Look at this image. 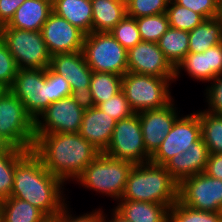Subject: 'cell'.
<instances>
[{
    "instance_id": "17",
    "label": "cell",
    "mask_w": 222,
    "mask_h": 222,
    "mask_svg": "<svg viewBox=\"0 0 222 222\" xmlns=\"http://www.w3.org/2000/svg\"><path fill=\"white\" fill-rule=\"evenodd\" d=\"M174 100L164 108L139 112V119L146 151L152 155L170 132L180 111ZM179 113V114H178Z\"/></svg>"
},
{
    "instance_id": "7",
    "label": "cell",
    "mask_w": 222,
    "mask_h": 222,
    "mask_svg": "<svg viewBox=\"0 0 222 222\" xmlns=\"http://www.w3.org/2000/svg\"><path fill=\"white\" fill-rule=\"evenodd\" d=\"M0 38L16 61L18 69H46L50 67L51 55L40 31H27L0 27Z\"/></svg>"
},
{
    "instance_id": "18",
    "label": "cell",
    "mask_w": 222,
    "mask_h": 222,
    "mask_svg": "<svg viewBox=\"0 0 222 222\" xmlns=\"http://www.w3.org/2000/svg\"><path fill=\"white\" fill-rule=\"evenodd\" d=\"M174 80L185 70L195 80L210 82L222 75V43H219L203 53H188L174 68Z\"/></svg>"
},
{
    "instance_id": "48",
    "label": "cell",
    "mask_w": 222,
    "mask_h": 222,
    "mask_svg": "<svg viewBox=\"0 0 222 222\" xmlns=\"http://www.w3.org/2000/svg\"><path fill=\"white\" fill-rule=\"evenodd\" d=\"M5 88L0 85V95L4 92Z\"/></svg>"
},
{
    "instance_id": "32",
    "label": "cell",
    "mask_w": 222,
    "mask_h": 222,
    "mask_svg": "<svg viewBox=\"0 0 222 222\" xmlns=\"http://www.w3.org/2000/svg\"><path fill=\"white\" fill-rule=\"evenodd\" d=\"M169 222H222V212L195 210L178 200L169 209Z\"/></svg>"
},
{
    "instance_id": "4",
    "label": "cell",
    "mask_w": 222,
    "mask_h": 222,
    "mask_svg": "<svg viewBox=\"0 0 222 222\" xmlns=\"http://www.w3.org/2000/svg\"><path fill=\"white\" fill-rule=\"evenodd\" d=\"M133 165L100 152L75 181L84 188L108 195L118 202Z\"/></svg>"
},
{
    "instance_id": "49",
    "label": "cell",
    "mask_w": 222,
    "mask_h": 222,
    "mask_svg": "<svg viewBox=\"0 0 222 222\" xmlns=\"http://www.w3.org/2000/svg\"><path fill=\"white\" fill-rule=\"evenodd\" d=\"M0 222H3V217H2L1 211H0Z\"/></svg>"
},
{
    "instance_id": "34",
    "label": "cell",
    "mask_w": 222,
    "mask_h": 222,
    "mask_svg": "<svg viewBox=\"0 0 222 222\" xmlns=\"http://www.w3.org/2000/svg\"><path fill=\"white\" fill-rule=\"evenodd\" d=\"M110 33L127 51L142 41L136 18L128 15H125Z\"/></svg>"
},
{
    "instance_id": "12",
    "label": "cell",
    "mask_w": 222,
    "mask_h": 222,
    "mask_svg": "<svg viewBox=\"0 0 222 222\" xmlns=\"http://www.w3.org/2000/svg\"><path fill=\"white\" fill-rule=\"evenodd\" d=\"M9 90L24 104L34 121L50 105L46 69H18Z\"/></svg>"
},
{
    "instance_id": "28",
    "label": "cell",
    "mask_w": 222,
    "mask_h": 222,
    "mask_svg": "<svg viewBox=\"0 0 222 222\" xmlns=\"http://www.w3.org/2000/svg\"><path fill=\"white\" fill-rule=\"evenodd\" d=\"M165 58L175 68L188 54L189 32L169 28L157 42Z\"/></svg>"
},
{
    "instance_id": "16",
    "label": "cell",
    "mask_w": 222,
    "mask_h": 222,
    "mask_svg": "<svg viewBox=\"0 0 222 222\" xmlns=\"http://www.w3.org/2000/svg\"><path fill=\"white\" fill-rule=\"evenodd\" d=\"M50 68L68 81L73 96L83 100L88 98L93 71L87 65L83 51L54 54Z\"/></svg>"
},
{
    "instance_id": "40",
    "label": "cell",
    "mask_w": 222,
    "mask_h": 222,
    "mask_svg": "<svg viewBox=\"0 0 222 222\" xmlns=\"http://www.w3.org/2000/svg\"><path fill=\"white\" fill-rule=\"evenodd\" d=\"M176 4L184 6L200 14L205 20L215 18L218 0H173Z\"/></svg>"
},
{
    "instance_id": "24",
    "label": "cell",
    "mask_w": 222,
    "mask_h": 222,
    "mask_svg": "<svg viewBox=\"0 0 222 222\" xmlns=\"http://www.w3.org/2000/svg\"><path fill=\"white\" fill-rule=\"evenodd\" d=\"M92 32H110L126 15L119 0H91Z\"/></svg>"
},
{
    "instance_id": "27",
    "label": "cell",
    "mask_w": 222,
    "mask_h": 222,
    "mask_svg": "<svg viewBox=\"0 0 222 222\" xmlns=\"http://www.w3.org/2000/svg\"><path fill=\"white\" fill-rule=\"evenodd\" d=\"M122 89V76L114 73H92L87 104L98 106Z\"/></svg>"
},
{
    "instance_id": "25",
    "label": "cell",
    "mask_w": 222,
    "mask_h": 222,
    "mask_svg": "<svg viewBox=\"0 0 222 222\" xmlns=\"http://www.w3.org/2000/svg\"><path fill=\"white\" fill-rule=\"evenodd\" d=\"M3 222H50L38 208L24 200L9 197L0 201Z\"/></svg>"
},
{
    "instance_id": "13",
    "label": "cell",
    "mask_w": 222,
    "mask_h": 222,
    "mask_svg": "<svg viewBox=\"0 0 222 222\" xmlns=\"http://www.w3.org/2000/svg\"><path fill=\"white\" fill-rule=\"evenodd\" d=\"M201 137V124L197 111L186 116H179L170 132L151 155L150 161L158 165H164L170 158L185 152L192 146V143L198 141Z\"/></svg>"
},
{
    "instance_id": "19",
    "label": "cell",
    "mask_w": 222,
    "mask_h": 222,
    "mask_svg": "<svg viewBox=\"0 0 222 222\" xmlns=\"http://www.w3.org/2000/svg\"><path fill=\"white\" fill-rule=\"evenodd\" d=\"M116 122L98 106L87 104L78 133L99 152H104L110 143Z\"/></svg>"
},
{
    "instance_id": "5",
    "label": "cell",
    "mask_w": 222,
    "mask_h": 222,
    "mask_svg": "<svg viewBox=\"0 0 222 222\" xmlns=\"http://www.w3.org/2000/svg\"><path fill=\"white\" fill-rule=\"evenodd\" d=\"M174 79L157 78L126 72L122 76V91L135 113L166 107L174 99L170 87Z\"/></svg>"
},
{
    "instance_id": "11",
    "label": "cell",
    "mask_w": 222,
    "mask_h": 222,
    "mask_svg": "<svg viewBox=\"0 0 222 222\" xmlns=\"http://www.w3.org/2000/svg\"><path fill=\"white\" fill-rule=\"evenodd\" d=\"M178 200L195 210L222 212V180L204 172L186 178L179 184Z\"/></svg>"
},
{
    "instance_id": "38",
    "label": "cell",
    "mask_w": 222,
    "mask_h": 222,
    "mask_svg": "<svg viewBox=\"0 0 222 222\" xmlns=\"http://www.w3.org/2000/svg\"><path fill=\"white\" fill-rule=\"evenodd\" d=\"M46 82L49 84L50 104L72 95L68 81L55 73L50 67L46 68Z\"/></svg>"
},
{
    "instance_id": "8",
    "label": "cell",
    "mask_w": 222,
    "mask_h": 222,
    "mask_svg": "<svg viewBox=\"0 0 222 222\" xmlns=\"http://www.w3.org/2000/svg\"><path fill=\"white\" fill-rule=\"evenodd\" d=\"M83 53L87 65L94 72L121 76L127 72V50L110 32H91L85 35Z\"/></svg>"
},
{
    "instance_id": "43",
    "label": "cell",
    "mask_w": 222,
    "mask_h": 222,
    "mask_svg": "<svg viewBox=\"0 0 222 222\" xmlns=\"http://www.w3.org/2000/svg\"><path fill=\"white\" fill-rule=\"evenodd\" d=\"M204 173L210 177L222 180V153L209 154Z\"/></svg>"
},
{
    "instance_id": "36",
    "label": "cell",
    "mask_w": 222,
    "mask_h": 222,
    "mask_svg": "<svg viewBox=\"0 0 222 222\" xmlns=\"http://www.w3.org/2000/svg\"><path fill=\"white\" fill-rule=\"evenodd\" d=\"M103 112L116 121L131 117L135 112L131 109L124 92L121 90L116 95L98 105Z\"/></svg>"
},
{
    "instance_id": "23",
    "label": "cell",
    "mask_w": 222,
    "mask_h": 222,
    "mask_svg": "<svg viewBox=\"0 0 222 222\" xmlns=\"http://www.w3.org/2000/svg\"><path fill=\"white\" fill-rule=\"evenodd\" d=\"M52 11L85 35L92 32L91 0H52Z\"/></svg>"
},
{
    "instance_id": "1",
    "label": "cell",
    "mask_w": 222,
    "mask_h": 222,
    "mask_svg": "<svg viewBox=\"0 0 222 222\" xmlns=\"http://www.w3.org/2000/svg\"><path fill=\"white\" fill-rule=\"evenodd\" d=\"M64 184L44 167L33 150L25 151L16 161L10 197L29 202L52 220L68 204Z\"/></svg>"
},
{
    "instance_id": "42",
    "label": "cell",
    "mask_w": 222,
    "mask_h": 222,
    "mask_svg": "<svg viewBox=\"0 0 222 222\" xmlns=\"http://www.w3.org/2000/svg\"><path fill=\"white\" fill-rule=\"evenodd\" d=\"M25 0H0V27L7 25Z\"/></svg>"
},
{
    "instance_id": "21",
    "label": "cell",
    "mask_w": 222,
    "mask_h": 222,
    "mask_svg": "<svg viewBox=\"0 0 222 222\" xmlns=\"http://www.w3.org/2000/svg\"><path fill=\"white\" fill-rule=\"evenodd\" d=\"M52 12V0H25L15 11L8 27L27 31H41Z\"/></svg>"
},
{
    "instance_id": "22",
    "label": "cell",
    "mask_w": 222,
    "mask_h": 222,
    "mask_svg": "<svg viewBox=\"0 0 222 222\" xmlns=\"http://www.w3.org/2000/svg\"><path fill=\"white\" fill-rule=\"evenodd\" d=\"M118 202L114 208L130 222H169L170 208L164 204L131 200Z\"/></svg>"
},
{
    "instance_id": "26",
    "label": "cell",
    "mask_w": 222,
    "mask_h": 222,
    "mask_svg": "<svg viewBox=\"0 0 222 222\" xmlns=\"http://www.w3.org/2000/svg\"><path fill=\"white\" fill-rule=\"evenodd\" d=\"M219 43H222V24L216 18L207 19L189 31L188 53H203Z\"/></svg>"
},
{
    "instance_id": "31",
    "label": "cell",
    "mask_w": 222,
    "mask_h": 222,
    "mask_svg": "<svg viewBox=\"0 0 222 222\" xmlns=\"http://www.w3.org/2000/svg\"><path fill=\"white\" fill-rule=\"evenodd\" d=\"M166 14L171 28L188 32L205 20L200 14L176 4L173 0L169 1Z\"/></svg>"
},
{
    "instance_id": "14",
    "label": "cell",
    "mask_w": 222,
    "mask_h": 222,
    "mask_svg": "<svg viewBox=\"0 0 222 222\" xmlns=\"http://www.w3.org/2000/svg\"><path fill=\"white\" fill-rule=\"evenodd\" d=\"M127 72L174 79L175 70L157 43L141 41L127 51Z\"/></svg>"
},
{
    "instance_id": "3",
    "label": "cell",
    "mask_w": 222,
    "mask_h": 222,
    "mask_svg": "<svg viewBox=\"0 0 222 222\" xmlns=\"http://www.w3.org/2000/svg\"><path fill=\"white\" fill-rule=\"evenodd\" d=\"M178 188L164 165L149 161L133 165L120 200L152 202L171 208L178 201Z\"/></svg>"
},
{
    "instance_id": "39",
    "label": "cell",
    "mask_w": 222,
    "mask_h": 222,
    "mask_svg": "<svg viewBox=\"0 0 222 222\" xmlns=\"http://www.w3.org/2000/svg\"><path fill=\"white\" fill-rule=\"evenodd\" d=\"M207 85L205 97L209 106L204 111L222 115V75L210 81ZM207 95V96H206Z\"/></svg>"
},
{
    "instance_id": "37",
    "label": "cell",
    "mask_w": 222,
    "mask_h": 222,
    "mask_svg": "<svg viewBox=\"0 0 222 222\" xmlns=\"http://www.w3.org/2000/svg\"><path fill=\"white\" fill-rule=\"evenodd\" d=\"M18 67L6 44L0 38V85L10 89L17 75Z\"/></svg>"
},
{
    "instance_id": "45",
    "label": "cell",
    "mask_w": 222,
    "mask_h": 222,
    "mask_svg": "<svg viewBox=\"0 0 222 222\" xmlns=\"http://www.w3.org/2000/svg\"><path fill=\"white\" fill-rule=\"evenodd\" d=\"M215 18L222 24V0H218L217 13Z\"/></svg>"
},
{
    "instance_id": "30",
    "label": "cell",
    "mask_w": 222,
    "mask_h": 222,
    "mask_svg": "<svg viewBox=\"0 0 222 222\" xmlns=\"http://www.w3.org/2000/svg\"><path fill=\"white\" fill-rule=\"evenodd\" d=\"M24 152L25 150L11 145L0 151V201L11 195L16 161Z\"/></svg>"
},
{
    "instance_id": "20",
    "label": "cell",
    "mask_w": 222,
    "mask_h": 222,
    "mask_svg": "<svg viewBox=\"0 0 222 222\" xmlns=\"http://www.w3.org/2000/svg\"><path fill=\"white\" fill-rule=\"evenodd\" d=\"M209 151L202 137L192 143L185 152L170 158L164 167L180 184L184 179L192 177L205 171L208 161Z\"/></svg>"
},
{
    "instance_id": "15",
    "label": "cell",
    "mask_w": 222,
    "mask_h": 222,
    "mask_svg": "<svg viewBox=\"0 0 222 222\" xmlns=\"http://www.w3.org/2000/svg\"><path fill=\"white\" fill-rule=\"evenodd\" d=\"M40 32L51 56L83 51L85 34L53 11Z\"/></svg>"
},
{
    "instance_id": "41",
    "label": "cell",
    "mask_w": 222,
    "mask_h": 222,
    "mask_svg": "<svg viewBox=\"0 0 222 222\" xmlns=\"http://www.w3.org/2000/svg\"><path fill=\"white\" fill-rule=\"evenodd\" d=\"M69 205H65L63 209L53 218L52 222H105L104 211L99 208L98 210H93L92 212L84 213L81 216L72 215L69 212Z\"/></svg>"
},
{
    "instance_id": "9",
    "label": "cell",
    "mask_w": 222,
    "mask_h": 222,
    "mask_svg": "<svg viewBox=\"0 0 222 222\" xmlns=\"http://www.w3.org/2000/svg\"><path fill=\"white\" fill-rule=\"evenodd\" d=\"M86 106L73 95L52 102L34 121V134L79 132Z\"/></svg>"
},
{
    "instance_id": "6",
    "label": "cell",
    "mask_w": 222,
    "mask_h": 222,
    "mask_svg": "<svg viewBox=\"0 0 222 222\" xmlns=\"http://www.w3.org/2000/svg\"><path fill=\"white\" fill-rule=\"evenodd\" d=\"M0 135L11 146L25 151L34 149V120L9 89L0 95Z\"/></svg>"
},
{
    "instance_id": "47",
    "label": "cell",
    "mask_w": 222,
    "mask_h": 222,
    "mask_svg": "<svg viewBox=\"0 0 222 222\" xmlns=\"http://www.w3.org/2000/svg\"><path fill=\"white\" fill-rule=\"evenodd\" d=\"M125 7L132 1V0H119Z\"/></svg>"
},
{
    "instance_id": "2",
    "label": "cell",
    "mask_w": 222,
    "mask_h": 222,
    "mask_svg": "<svg viewBox=\"0 0 222 222\" xmlns=\"http://www.w3.org/2000/svg\"><path fill=\"white\" fill-rule=\"evenodd\" d=\"M34 135L33 151L44 167L64 183L76 180L100 153L78 132Z\"/></svg>"
},
{
    "instance_id": "33",
    "label": "cell",
    "mask_w": 222,
    "mask_h": 222,
    "mask_svg": "<svg viewBox=\"0 0 222 222\" xmlns=\"http://www.w3.org/2000/svg\"><path fill=\"white\" fill-rule=\"evenodd\" d=\"M142 41L157 43L161 36L170 28L166 13L136 18Z\"/></svg>"
},
{
    "instance_id": "10",
    "label": "cell",
    "mask_w": 222,
    "mask_h": 222,
    "mask_svg": "<svg viewBox=\"0 0 222 222\" xmlns=\"http://www.w3.org/2000/svg\"><path fill=\"white\" fill-rule=\"evenodd\" d=\"M103 153L134 165L150 161L151 155L145 149L138 113L116 122L110 143Z\"/></svg>"
},
{
    "instance_id": "35",
    "label": "cell",
    "mask_w": 222,
    "mask_h": 222,
    "mask_svg": "<svg viewBox=\"0 0 222 222\" xmlns=\"http://www.w3.org/2000/svg\"><path fill=\"white\" fill-rule=\"evenodd\" d=\"M170 0H132L126 6V15L139 18L166 13Z\"/></svg>"
},
{
    "instance_id": "46",
    "label": "cell",
    "mask_w": 222,
    "mask_h": 222,
    "mask_svg": "<svg viewBox=\"0 0 222 222\" xmlns=\"http://www.w3.org/2000/svg\"><path fill=\"white\" fill-rule=\"evenodd\" d=\"M10 145L4 140V138H2V136L0 135V151L1 150H5L9 147Z\"/></svg>"
},
{
    "instance_id": "44",
    "label": "cell",
    "mask_w": 222,
    "mask_h": 222,
    "mask_svg": "<svg viewBox=\"0 0 222 222\" xmlns=\"http://www.w3.org/2000/svg\"><path fill=\"white\" fill-rule=\"evenodd\" d=\"M111 215V219L108 221L106 220V217L108 215L105 216V222H130L125 217H123L115 208L112 209Z\"/></svg>"
},
{
    "instance_id": "29",
    "label": "cell",
    "mask_w": 222,
    "mask_h": 222,
    "mask_svg": "<svg viewBox=\"0 0 222 222\" xmlns=\"http://www.w3.org/2000/svg\"><path fill=\"white\" fill-rule=\"evenodd\" d=\"M201 135L209 154L222 153V115L198 111Z\"/></svg>"
}]
</instances>
